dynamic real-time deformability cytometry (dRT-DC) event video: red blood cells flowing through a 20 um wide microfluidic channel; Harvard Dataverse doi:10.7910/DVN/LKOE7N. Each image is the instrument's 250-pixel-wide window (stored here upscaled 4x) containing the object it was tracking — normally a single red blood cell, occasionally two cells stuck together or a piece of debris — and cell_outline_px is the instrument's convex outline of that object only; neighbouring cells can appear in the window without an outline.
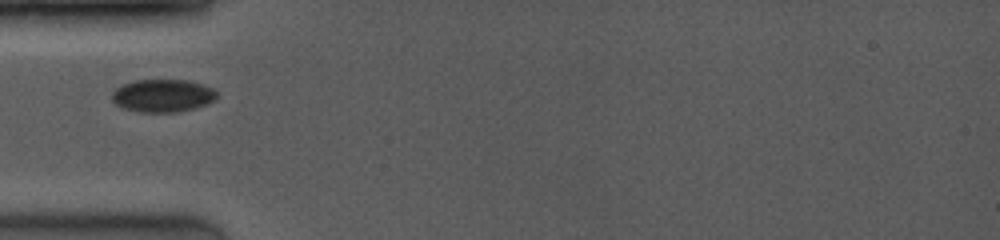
{"species": "common noctule bat (a hibernating species)", "species_latin": "Nyctalus noctula", "temperature_condition": "room temperature", "stored_images_in_passage": 41, "camera_frame_rate_fps": 4000, "um_per_image_px": 0.085, "animal": {"sex": "female", "body_mass_g": 19.0, "forearm_length_mm": 53.3}, "frame": {"image": 1, "passage_image": 1, "time_ms": 0.0, "image_size_px": [1000, 240], "cell_outline_px": [[216, 100], [208, 104], [196, 108], [176, 112], [136, 112], [124, 108], [116, 104], [112, 100], [112, 92], [116, 88], [124, 84], [136, 80], [184, 80], [200, 84], [212, 88], [216, 92]], "centroid_in_image_um": [13.83, 8.14], "position_along_channel_um": 71.2, "area_um2": 20.0}}
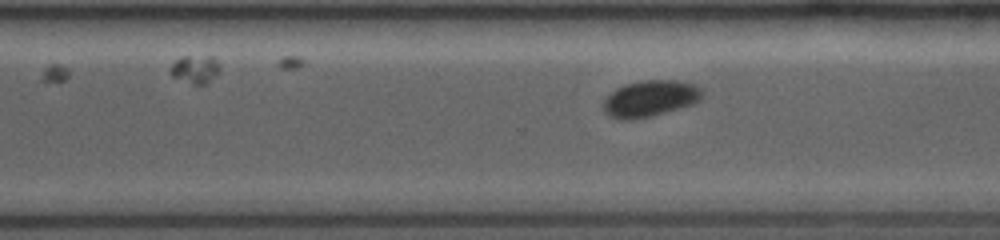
{"frame": {"image": 2, "passage_image": 25, "time_ms": 6.0, "image_size_px": [1000, 240], "cell_outline_px": [[700, 100], [692, 104], [652, 116], [632, 120], [616, 120], [608, 116], [604, 112], [604, 100], [616, 88], [628, 84], [644, 80], [676, 80], [692, 84], [700, 88]], "centroid_in_image_um": [55.21, 8.4], "position_along_channel_um": 315.4, "area_um2": 20.69}}
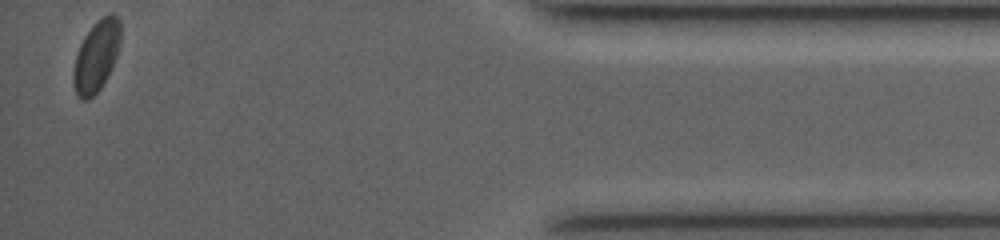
{"frame": {"image": 3, "passage_image": 41, "time_ms": 10.0, "image_size_px": [1000, 240], "cell_outline_px": [[120, 44], [112, 68], [108, 76], [100, 88], [88, 100], [80, 100], [76, 96], [72, 80], [76, 56], [80, 44], [84, 36], [96, 20], [104, 16], [116, 16], [120, 20]], "centroid_in_image_um": [8.18, 4.81], "position_along_channel_um": 427.0, "area_um2": 19.42}}